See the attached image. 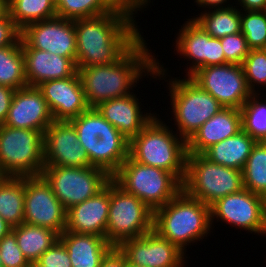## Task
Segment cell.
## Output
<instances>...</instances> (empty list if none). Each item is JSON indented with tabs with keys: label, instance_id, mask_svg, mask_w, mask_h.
Returning <instances> with one entry per match:
<instances>
[{
	"label": "cell",
	"instance_id": "obj_2",
	"mask_svg": "<svg viewBox=\"0 0 266 267\" xmlns=\"http://www.w3.org/2000/svg\"><path fill=\"white\" fill-rule=\"evenodd\" d=\"M77 68L116 62L143 34L139 25L122 14L74 20Z\"/></svg>",
	"mask_w": 266,
	"mask_h": 267
},
{
	"label": "cell",
	"instance_id": "obj_20",
	"mask_svg": "<svg viewBox=\"0 0 266 267\" xmlns=\"http://www.w3.org/2000/svg\"><path fill=\"white\" fill-rule=\"evenodd\" d=\"M132 93L126 97L113 98L95 107L99 113L128 140L136 136L157 114L144 109ZM148 111V112H145Z\"/></svg>",
	"mask_w": 266,
	"mask_h": 267
},
{
	"label": "cell",
	"instance_id": "obj_10",
	"mask_svg": "<svg viewBox=\"0 0 266 267\" xmlns=\"http://www.w3.org/2000/svg\"><path fill=\"white\" fill-rule=\"evenodd\" d=\"M41 176L66 210L101 191L112 177L98 167L44 166Z\"/></svg>",
	"mask_w": 266,
	"mask_h": 267
},
{
	"label": "cell",
	"instance_id": "obj_13",
	"mask_svg": "<svg viewBox=\"0 0 266 267\" xmlns=\"http://www.w3.org/2000/svg\"><path fill=\"white\" fill-rule=\"evenodd\" d=\"M186 20L180 25L173 43L178 57L190 61L184 70L186 77H191L202 67L226 64L220 38L211 37L192 18Z\"/></svg>",
	"mask_w": 266,
	"mask_h": 267
},
{
	"label": "cell",
	"instance_id": "obj_24",
	"mask_svg": "<svg viewBox=\"0 0 266 267\" xmlns=\"http://www.w3.org/2000/svg\"><path fill=\"white\" fill-rule=\"evenodd\" d=\"M59 240L66 247L72 267H100L113 248L105 237L63 231Z\"/></svg>",
	"mask_w": 266,
	"mask_h": 267
},
{
	"label": "cell",
	"instance_id": "obj_25",
	"mask_svg": "<svg viewBox=\"0 0 266 267\" xmlns=\"http://www.w3.org/2000/svg\"><path fill=\"white\" fill-rule=\"evenodd\" d=\"M256 141L243 129L209 147L203 155L215 164L243 170Z\"/></svg>",
	"mask_w": 266,
	"mask_h": 267
},
{
	"label": "cell",
	"instance_id": "obj_47",
	"mask_svg": "<svg viewBox=\"0 0 266 267\" xmlns=\"http://www.w3.org/2000/svg\"><path fill=\"white\" fill-rule=\"evenodd\" d=\"M12 230V227L0 216V240Z\"/></svg>",
	"mask_w": 266,
	"mask_h": 267
},
{
	"label": "cell",
	"instance_id": "obj_5",
	"mask_svg": "<svg viewBox=\"0 0 266 267\" xmlns=\"http://www.w3.org/2000/svg\"><path fill=\"white\" fill-rule=\"evenodd\" d=\"M156 114L130 140L129 156L136 162L172 173L181 183L186 173L187 141Z\"/></svg>",
	"mask_w": 266,
	"mask_h": 267
},
{
	"label": "cell",
	"instance_id": "obj_38",
	"mask_svg": "<svg viewBox=\"0 0 266 267\" xmlns=\"http://www.w3.org/2000/svg\"><path fill=\"white\" fill-rule=\"evenodd\" d=\"M226 63L242 65L250 48L247 45L245 36L239 32L220 38Z\"/></svg>",
	"mask_w": 266,
	"mask_h": 267
},
{
	"label": "cell",
	"instance_id": "obj_17",
	"mask_svg": "<svg viewBox=\"0 0 266 267\" xmlns=\"http://www.w3.org/2000/svg\"><path fill=\"white\" fill-rule=\"evenodd\" d=\"M43 147L45 166H92L69 121H53L44 132Z\"/></svg>",
	"mask_w": 266,
	"mask_h": 267
},
{
	"label": "cell",
	"instance_id": "obj_21",
	"mask_svg": "<svg viewBox=\"0 0 266 267\" xmlns=\"http://www.w3.org/2000/svg\"><path fill=\"white\" fill-rule=\"evenodd\" d=\"M110 205V181L91 198L67 210L65 231L105 237Z\"/></svg>",
	"mask_w": 266,
	"mask_h": 267
},
{
	"label": "cell",
	"instance_id": "obj_8",
	"mask_svg": "<svg viewBox=\"0 0 266 267\" xmlns=\"http://www.w3.org/2000/svg\"><path fill=\"white\" fill-rule=\"evenodd\" d=\"M44 133L0 125V168L6 176H41Z\"/></svg>",
	"mask_w": 266,
	"mask_h": 267
},
{
	"label": "cell",
	"instance_id": "obj_23",
	"mask_svg": "<svg viewBox=\"0 0 266 267\" xmlns=\"http://www.w3.org/2000/svg\"><path fill=\"white\" fill-rule=\"evenodd\" d=\"M242 130L240 109L222 108L187 141V152L203 154L209 147Z\"/></svg>",
	"mask_w": 266,
	"mask_h": 267
},
{
	"label": "cell",
	"instance_id": "obj_52",
	"mask_svg": "<svg viewBox=\"0 0 266 267\" xmlns=\"http://www.w3.org/2000/svg\"><path fill=\"white\" fill-rule=\"evenodd\" d=\"M263 236L266 238V226H265V230H264V234ZM266 262V261H265Z\"/></svg>",
	"mask_w": 266,
	"mask_h": 267
},
{
	"label": "cell",
	"instance_id": "obj_11",
	"mask_svg": "<svg viewBox=\"0 0 266 267\" xmlns=\"http://www.w3.org/2000/svg\"><path fill=\"white\" fill-rule=\"evenodd\" d=\"M210 215L212 229L215 222L222 221L236 229L263 236L266 226V199L243 188L240 192L229 194L211 204Z\"/></svg>",
	"mask_w": 266,
	"mask_h": 267
},
{
	"label": "cell",
	"instance_id": "obj_42",
	"mask_svg": "<svg viewBox=\"0 0 266 267\" xmlns=\"http://www.w3.org/2000/svg\"><path fill=\"white\" fill-rule=\"evenodd\" d=\"M21 36V30L15 25L10 14L0 19V48L14 45Z\"/></svg>",
	"mask_w": 266,
	"mask_h": 267
},
{
	"label": "cell",
	"instance_id": "obj_41",
	"mask_svg": "<svg viewBox=\"0 0 266 267\" xmlns=\"http://www.w3.org/2000/svg\"><path fill=\"white\" fill-rule=\"evenodd\" d=\"M36 263L39 267H72L69 253L60 240L48 248Z\"/></svg>",
	"mask_w": 266,
	"mask_h": 267
},
{
	"label": "cell",
	"instance_id": "obj_43",
	"mask_svg": "<svg viewBox=\"0 0 266 267\" xmlns=\"http://www.w3.org/2000/svg\"><path fill=\"white\" fill-rule=\"evenodd\" d=\"M16 90L0 85V125L5 123Z\"/></svg>",
	"mask_w": 266,
	"mask_h": 267
},
{
	"label": "cell",
	"instance_id": "obj_4",
	"mask_svg": "<svg viewBox=\"0 0 266 267\" xmlns=\"http://www.w3.org/2000/svg\"><path fill=\"white\" fill-rule=\"evenodd\" d=\"M160 62V63H159ZM157 58V65L151 79L164 80L170 96L172 118L176 133L186 141L213 115L224 108L210 93L203 90L190 77H172L168 68ZM168 71V72H167ZM168 76L170 79H167ZM167 79V80H165Z\"/></svg>",
	"mask_w": 266,
	"mask_h": 267
},
{
	"label": "cell",
	"instance_id": "obj_9",
	"mask_svg": "<svg viewBox=\"0 0 266 267\" xmlns=\"http://www.w3.org/2000/svg\"><path fill=\"white\" fill-rule=\"evenodd\" d=\"M154 212L135 195L110 180V205L106 240L117 247L127 239L141 237L153 230Z\"/></svg>",
	"mask_w": 266,
	"mask_h": 267
},
{
	"label": "cell",
	"instance_id": "obj_32",
	"mask_svg": "<svg viewBox=\"0 0 266 267\" xmlns=\"http://www.w3.org/2000/svg\"><path fill=\"white\" fill-rule=\"evenodd\" d=\"M9 14L22 30L30 23L56 17L55 0H9Z\"/></svg>",
	"mask_w": 266,
	"mask_h": 267
},
{
	"label": "cell",
	"instance_id": "obj_28",
	"mask_svg": "<svg viewBox=\"0 0 266 267\" xmlns=\"http://www.w3.org/2000/svg\"><path fill=\"white\" fill-rule=\"evenodd\" d=\"M238 7L210 9L191 17L211 37L222 38L241 32V10Z\"/></svg>",
	"mask_w": 266,
	"mask_h": 267
},
{
	"label": "cell",
	"instance_id": "obj_27",
	"mask_svg": "<svg viewBox=\"0 0 266 267\" xmlns=\"http://www.w3.org/2000/svg\"><path fill=\"white\" fill-rule=\"evenodd\" d=\"M18 247L29 263L36 262L40 256L59 240V234L49 228L21 223L13 227Z\"/></svg>",
	"mask_w": 266,
	"mask_h": 267
},
{
	"label": "cell",
	"instance_id": "obj_49",
	"mask_svg": "<svg viewBox=\"0 0 266 267\" xmlns=\"http://www.w3.org/2000/svg\"><path fill=\"white\" fill-rule=\"evenodd\" d=\"M6 177V175L2 172L0 168V183L3 181V179Z\"/></svg>",
	"mask_w": 266,
	"mask_h": 267
},
{
	"label": "cell",
	"instance_id": "obj_35",
	"mask_svg": "<svg viewBox=\"0 0 266 267\" xmlns=\"http://www.w3.org/2000/svg\"><path fill=\"white\" fill-rule=\"evenodd\" d=\"M57 17L77 20L111 12L101 0H55Z\"/></svg>",
	"mask_w": 266,
	"mask_h": 267
},
{
	"label": "cell",
	"instance_id": "obj_36",
	"mask_svg": "<svg viewBox=\"0 0 266 267\" xmlns=\"http://www.w3.org/2000/svg\"><path fill=\"white\" fill-rule=\"evenodd\" d=\"M241 33L250 49H266V11L241 10Z\"/></svg>",
	"mask_w": 266,
	"mask_h": 267
},
{
	"label": "cell",
	"instance_id": "obj_31",
	"mask_svg": "<svg viewBox=\"0 0 266 267\" xmlns=\"http://www.w3.org/2000/svg\"><path fill=\"white\" fill-rule=\"evenodd\" d=\"M0 85L14 90L27 86L21 38L0 48Z\"/></svg>",
	"mask_w": 266,
	"mask_h": 267
},
{
	"label": "cell",
	"instance_id": "obj_7",
	"mask_svg": "<svg viewBox=\"0 0 266 267\" xmlns=\"http://www.w3.org/2000/svg\"><path fill=\"white\" fill-rule=\"evenodd\" d=\"M112 179L126 192L143 201L153 212L171 201L182 190V183L172 173L142 165L130 156Z\"/></svg>",
	"mask_w": 266,
	"mask_h": 267
},
{
	"label": "cell",
	"instance_id": "obj_51",
	"mask_svg": "<svg viewBox=\"0 0 266 267\" xmlns=\"http://www.w3.org/2000/svg\"><path fill=\"white\" fill-rule=\"evenodd\" d=\"M126 267H139V266L127 264Z\"/></svg>",
	"mask_w": 266,
	"mask_h": 267
},
{
	"label": "cell",
	"instance_id": "obj_30",
	"mask_svg": "<svg viewBox=\"0 0 266 267\" xmlns=\"http://www.w3.org/2000/svg\"><path fill=\"white\" fill-rule=\"evenodd\" d=\"M69 122L74 126L78 135V142L84 148L92 165V151L100 135L110 132H119L110 124L96 108H89Z\"/></svg>",
	"mask_w": 266,
	"mask_h": 267
},
{
	"label": "cell",
	"instance_id": "obj_40",
	"mask_svg": "<svg viewBox=\"0 0 266 267\" xmlns=\"http://www.w3.org/2000/svg\"><path fill=\"white\" fill-rule=\"evenodd\" d=\"M101 1L110 11L122 14L129 20L135 22L136 24L138 23L135 17L136 16L138 17L140 11L141 12L142 10L146 11L145 8H149L147 6H149L151 3V0H101Z\"/></svg>",
	"mask_w": 266,
	"mask_h": 267
},
{
	"label": "cell",
	"instance_id": "obj_14",
	"mask_svg": "<svg viewBox=\"0 0 266 267\" xmlns=\"http://www.w3.org/2000/svg\"><path fill=\"white\" fill-rule=\"evenodd\" d=\"M23 222L49 228L59 235L66 229L67 210L42 176L25 177Z\"/></svg>",
	"mask_w": 266,
	"mask_h": 267
},
{
	"label": "cell",
	"instance_id": "obj_53",
	"mask_svg": "<svg viewBox=\"0 0 266 267\" xmlns=\"http://www.w3.org/2000/svg\"><path fill=\"white\" fill-rule=\"evenodd\" d=\"M0 267H3V263H2L1 258H0Z\"/></svg>",
	"mask_w": 266,
	"mask_h": 267
},
{
	"label": "cell",
	"instance_id": "obj_15",
	"mask_svg": "<svg viewBox=\"0 0 266 267\" xmlns=\"http://www.w3.org/2000/svg\"><path fill=\"white\" fill-rule=\"evenodd\" d=\"M117 248L127 264L139 267H185L188 256L155 230L138 238L127 239Z\"/></svg>",
	"mask_w": 266,
	"mask_h": 267
},
{
	"label": "cell",
	"instance_id": "obj_18",
	"mask_svg": "<svg viewBox=\"0 0 266 267\" xmlns=\"http://www.w3.org/2000/svg\"><path fill=\"white\" fill-rule=\"evenodd\" d=\"M37 87L41 90L54 121H69L90 108L78 72L65 79L42 82Z\"/></svg>",
	"mask_w": 266,
	"mask_h": 267
},
{
	"label": "cell",
	"instance_id": "obj_46",
	"mask_svg": "<svg viewBox=\"0 0 266 267\" xmlns=\"http://www.w3.org/2000/svg\"><path fill=\"white\" fill-rule=\"evenodd\" d=\"M230 1L231 0H195L194 3H196L198 7L200 8L202 7L201 11L203 8H204V11H207L208 9L210 10V9L231 7L234 5V2L231 4Z\"/></svg>",
	"mask_w": 266,
	"mask_h": 267
},
{
	"label": "cell",
	"instance_id": "obj_22",
	"mask_svg": "<svg viewBox=\"0 0 266 267\" xmlns=\"http://www.w3.org/2000/svg\"><path fill=\"white\" fill-rule=\"evenodd\" d=\"M27 85L38 86L42 82L65 79L78 72L76 63L68 57L48 51L22 46Z\"/></svg>",
	"mask_w": 266,
	"mask_h": 267
},
{
	"label": "cell",
	"instance_id": "obj_44",
	"mask_svg": "<svg viewBox=\"0 0 266 267\" xmlns=\"http://www.w3.org/2000/svg\"><path fill=\"white\" fill-rule=\"evenodd\" d=\"M125 256L117 247H113L103 258L100 267H126Z\"/></svg>",
	"mask_w": 266,
	"mask_h": 267
},
{
	"label": "cell",
	"instance_id": "obj_1",
	"mask_svg": "<svg viewBox=\"0 0 266 267\" xmlns=\"http://www.w3.org/2000/svg\"><path fill=\"white\" fill-rule=\"evenodd\" d=\"M142 36L114 63L78 68L87 104L90 108L113 98L135 93L133 88L143 77L150 78L157 65L147 39ZM150 49H149V48ZM156 57V58H155Z\"/></svg>",
	"mask_w": 266,
	"mask_h": 267
},
{
	"label": "cell",
	"instance_id": "obj_29",
	"mask_svg": "<svg viewBox=\"0 0 266 267\" xmlns=\"http://www.w3.org/2000/svg\"><path fill=\"white\" fill-rule=\"evenodd\" d=\"M25 177L6 176L0 183V216L13 228L24 220Z\"/></svg>",
	"mask_w": 266,
	"mask_h": 267
},
{
	"label": "cell",
	"instance_id": "obj_50",
	"mask_svg": "<svg viewBox=\"0 0 266 267\" xmlns=\"http://www.w3.org/2000/svg\"><path fill=\"white\" fill-rule=\"evenodd\" d=\"M27 267H39L36 262L29 263Z\"/></svg>",
	"mask_w": 266,
	"mask_h": 267
},
{
	"label": "cell",
	"instance_id": "obj_16",
	"mask_svg": "<svg viewBox=\"0 0 266 267\" xmlns=\"http://www.w3.org/2000/svg\"><path fill=\"white\" fill-rule=\"evenodd\" d=\"M22 46L71 58L76 63L74 20L54 17L26 25L21 30Z\"/></svg>",
	"mask_w": 266,
	"mask_h": 267
},
{
	"label": "cell",
	"instance_id": "obj_39",
	"mask_svg": "<svg viewBox=\"0 0 266 267\" xmlns=\"http://www.w3.org/2000/svg\"><path fill=\"white\" fill-rule=\"evenodd\" d=\"M0 258L3 267H27L29 264L18 247L15 233L12 230L0 240Z\"/></svg>",
	"mask_w": 266,
	"mask_h": 267
},
{
	"label": "cell",
	"instance_id": "obj_3",
	"mask_svg": "<svg viewBox=\"0 0 266 267\" xmlns=\"http://www.w3.org/2000/svg\"><path fill=\"white\" fill-rule=\"evenodd\" d=\"M153 230L188 255L187 245H197L213 233L210 206L181 190L154 211Z\"/></svg>",
	"mask_w": 266,
	"mask_h": 267
},
{
	"label": "cell",
	"instance_id": "obj_26",
	"mask_svg": "<svg viewBox=\"0 0 266 267\" xmlns=\"http://www.w3.org/2000/svg\"><path fill=\"white\" fill-rule=\"evenodd\" d=\"M128 140L120 132L100 135L92 151V166L104 169L111 177L129 156Z\"/></svg>",
	"mask_w": 266,
	"mask_h": 267
},
{
	"label": "cell",
	"instance_id": "obj_6",
	"mask_svg": "<svg viewBox=\"0 0 266 267\" xmlns=\"http://www.w3.org/2000/svg\"><path fill=\"white\" fill-rule=\"evenodd\" d=\"M242 171L215 164L203 154L188 153L182 190L206 205L243 189Z\"/></svg>",
	"mask_w": 266,
	"mask_h": 267
},
{
	"label": "cell",
	"instance_id": "obj_12",
	"mask_svg": "<svg viewBox=\"0 0 266 267\" xmlns=\"http://www.w3.org/2000/svg\"><path fill=\"white\" fill-rule=\"evenodd\" d=\"M190 78L224 108L241 109L253 94L248 88L242 65L226 63L202 67Z\"/></svg>",
	"mask_w": 266,
	"mask_h": 267
},
{
	"label": "cell",
	"instance_id": "obj_45",
	"mask_svg": "<svg viewBox=\"0 0 266 267\" xmlns=\"http://www.w3.org/2000/svg\"><path fill=\"white\" fill-rule=\"evenodd\" d=\"M235 4L243 11H266V0H236Z\"/></svg>",
	"mask_w": 266,
	"mask_h": 267
},
{
	"label": "cell",
	"instance_id": "obj_34",
	"mask_svg": "<svg viewBox=\"0 0 266 267\" xmlns=\"http://www.w3.org/2000/svg\"><path fill=\"white\" fill-rule=\"evenodd\" d=\"M262 97L252 94L240 109L242 129L256 142H266V96Z\"/></svg>",
	"mask_w": 266,
	"mask_h": 267
},
{
	"label": "cell",
	"instance_id": "obj_33",
	"mask_svg": "<svg viewBox=\"0 0 266 267\" xmlns=\"http://www.w3.org/2000/svg\"><path fill=\"white\" fill-rule=\"evenodd\" d=\"M243 187L266 199V142H256L242 170Z\"/></svg>",
	"mask_w": 266,
	"mask_h": 267
},
{
	"label": "cell",
	"instance_id": "obj_48",
	"mask_svg": "<svg viewBox=\"0 0 266 267\" xmlns=\"http://www.w3.org/2000/svg\"><path fill=\"white\" fill-rule=\"evenodd\" d=\"M9 14V0H0V19Z\"/></svg>",
	"mask_w": 266,
	"mask_h": 267
},
{
	"label": "cell",
	"instance_id": "obj_37",
	"mask_svg": "<svg viewBox=\"0 0 266 267\" xmlns=\"http://www.w3.org/2000/svg\"><path fill=\"white\" fill-rule=\"evenodd\" d=\"M242 66L249 90L253 94H264L260 89L266 91V49H250Z\"/></svg>",
	"mask_w": 266,
	"mask_h": 267
},
{
	"label": "cell",
	"instance_id": "obj_19",
	"mask_svg": "<svg viewBox=\"0 0 266 267\" xmlns=\"http://www.w3.org/2000/svg\"><path fill=\"white\" fill-rule=\"evenodd\" d=\"M53 121L41 90L27 85L15 91L4 125L44 133Z\"/></svg>",
	"mask_w": 266,
	"mask_h": 267
}]
</instances>
